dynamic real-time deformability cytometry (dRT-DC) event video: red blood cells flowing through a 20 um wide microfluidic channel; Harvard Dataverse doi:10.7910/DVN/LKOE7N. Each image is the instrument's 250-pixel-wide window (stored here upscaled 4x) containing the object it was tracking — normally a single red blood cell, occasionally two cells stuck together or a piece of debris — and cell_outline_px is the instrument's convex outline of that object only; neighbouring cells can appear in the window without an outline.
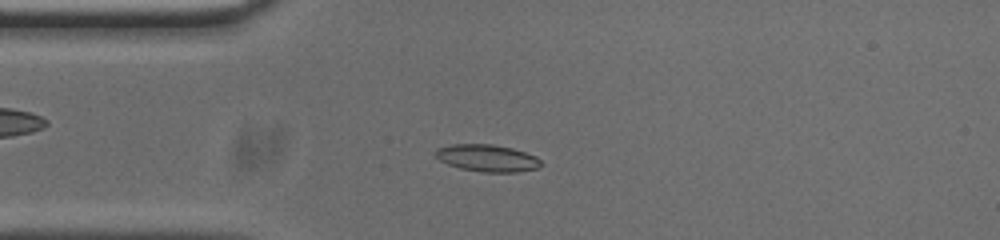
{"species": "common noctule bat (a hibernating species)", "species_latin": "Nyctalus noctula", "temperature_condition": "cold", "stored_images_in_passage": 52, "camera_frame_rate_fps": 3000, "um_per_image_px": 0.085, "animal": {"sex": "male", "body_mass_g": 20.0, "forearm_length_mm": 53.3}, "frame": {"image": 1, "passage_image": 12, "time_ms": 3.667, "image_size_px": [1000, 240], "cell_outline_px": [[544, 164], [536, 168], [516, 172], [484, 172], [460, 168], [448, 164], [440, 160], [436, 156], [436, 148], [452, 144], [492, 144], [512, 148], [536, 156]], "centroid_in_image_um": [41.42, 13.43], "position_along_channel_um": 43.6, "area_um2": 16.53}}
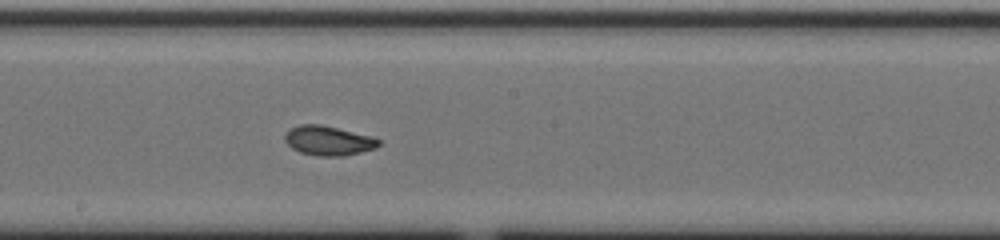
{"frame": {"image": 2, "passage_image": 27, "time_ms": 8.667, "image_size_px": [1000, 240], "cell_outline_px": [[380, 144], [376, 148], [344, 156], [316, 156], [300, 152], [292, 148], [284, 140], [284, 136], [292, 128], [300, 124], [320, 124], [372, 136], [380, 140]], "centroid_in_image_um": [27.92, 11.96], "position_along_channel_um": 220.3, "area_um2": 16.07}}
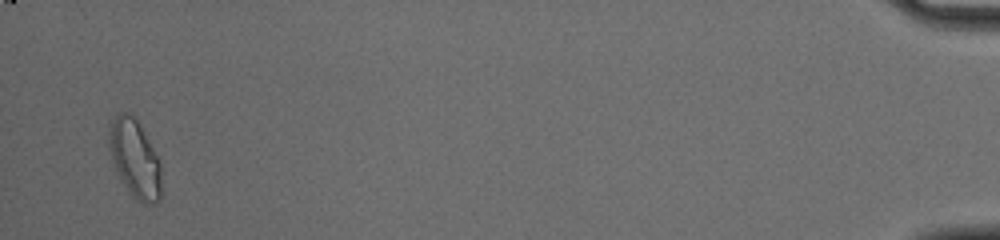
{"frame": {"image": 3, "passage_image": 51, "time_ms": 16.667, "image_size_px": [1000, 240], "cell_outline_px": [[160, 200], [156, 204], [144, 204], [136, 200], [124, 184], [112, 160], [108, 148], [108, 132], [112, 120], [120, 112], [128, 112], [140, 124], [160, 160]], "centroid_in_image_um": [11.46, 13.48], "position_along_channel_um": 423.7, "area_um2": 23.64}, "authors_computed_cell_mechanics": {"area_um2": 16.0684, "velocity_mm_per_s": 3.7585, "shape_relaxation_time_tau1_ms": 5.8072, "shape_relaxation_time_tau2_ms": 2.1279, "deformation_change_tau1": 0.1684, "deformation_change_tau2": 0.0716}}